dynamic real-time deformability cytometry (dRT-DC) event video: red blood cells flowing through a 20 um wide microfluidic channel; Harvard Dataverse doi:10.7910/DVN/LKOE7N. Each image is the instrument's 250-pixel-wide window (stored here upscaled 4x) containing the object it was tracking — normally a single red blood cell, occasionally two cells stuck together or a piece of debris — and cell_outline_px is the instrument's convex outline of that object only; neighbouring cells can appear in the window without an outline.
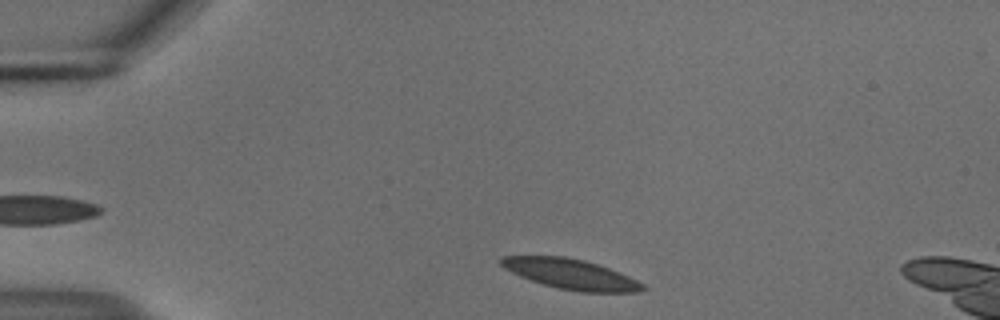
{"species": "common noctule bat (a hibernating species)", "species_latin": "Nyctalus noctula", "temperature_condition": "cold", "stored_images_in_passage": 8, "camera_frame_rate_fps": 3000, "um_per_image_px": 0.085, "animal": {"sex": "male", "body_mass_g": 18.8}, "frame": {"image": 1, "passage_image": 2, "time_ms": 0.333, "image_size_px": [1000, 320], "cell_outline_px": [[648, 288], [640, 292], [580, 292], [560, 288], [544, 284], [520, 276], [504, 268], [500, 264], [500, 256], [564, 256], [584, 260], [608, 268], [628, 276], [644, 284]], "centroid_in_image_um": [48.53, 23.3], "position_along_channel_um": 36.5, "area_um2": 24.62}}